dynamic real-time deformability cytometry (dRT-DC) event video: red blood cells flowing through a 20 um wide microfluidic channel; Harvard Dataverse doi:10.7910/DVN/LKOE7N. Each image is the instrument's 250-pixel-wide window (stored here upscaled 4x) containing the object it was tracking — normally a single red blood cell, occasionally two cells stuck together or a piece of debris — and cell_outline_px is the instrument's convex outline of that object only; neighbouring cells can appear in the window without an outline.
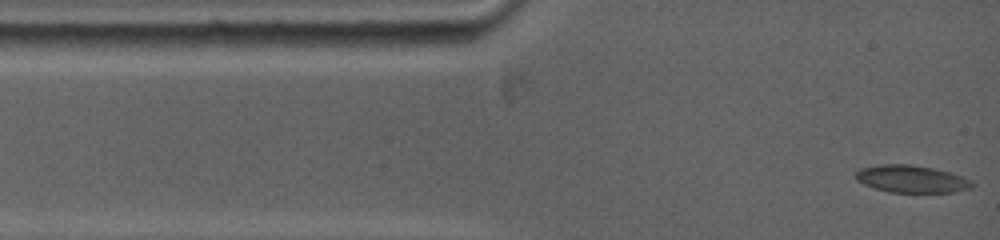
{"species": "common noctule bat (a hibernating species)", "species_latin": "Nyctalus noctula", "temperature_condition": "warm", "stored_images_in_passage": 8, "camera_frame_rate_fps": 5000, "um_per_image_px": 0.085, "animal": {"sex": "female", "body_mass_g": 19.0, "forearm_length_mm": 53.3}, "frame": {"image": 1, "passage_image": 1, "time_ms": 0.0, "image_size_px": [1000, 240], "cell_outline_px": [[976, 184], [972, 188], [952, 192], [888, 192], [864, 184], [856, 180], [856, 172], [860, 168], [880, 164], [908, 164], [932, 168], [952, 172]], "centroid_in_image_um": [77.47, 15.21], "position_along_channel_um": 7.5, "area_um2": 18.44}}
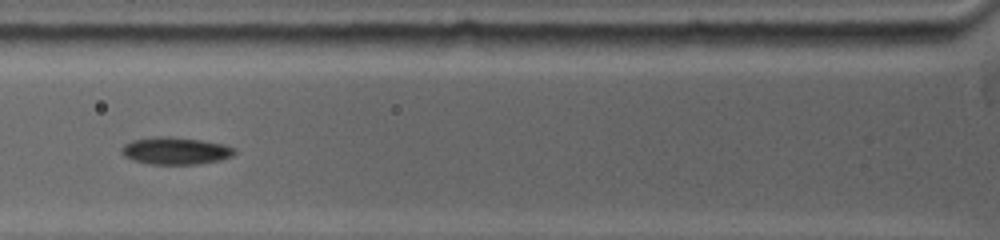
{"frame": {"image": 2, "passage_image": 5, "time_ms": 3.8, "image_size_px": [1000, 240], "cell_outline_px": [[236, 152], [232, 156], [220, 160], [196, 164], [148, 164], [132, 160], [124, 156], [120, 152], [120, 148], [124, 144], [132, 140], [152, 136], [172, 136], [200, 140], [224, 144], [236, 148]], "centroid_in_image_um": [14.89, 12.81], "position_along_channel_um": 110.9, "area_um2": 18.21}}
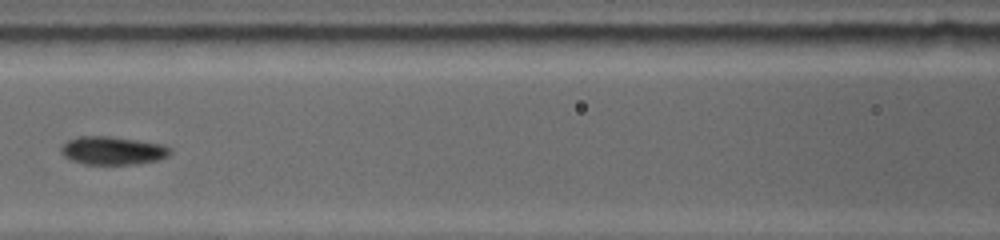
{"frame": {"image": 3, "passage_image": 7, "time_ms": 5.0, "image_size_px": [1000, 240], "cell_outline_px": [[172, 152], [168, 156], [156, 160], [140, 164], [84, 164], [72, 160], [64, 156], [60, 152], [60, 148], [68, 140], [80, 136], [108, 136], [164, 144], [172, 148]], "centroid_in_image_um": [9.6, 12.8], "position_along_channel_um": 157.0, "area_um2": 17.98}}